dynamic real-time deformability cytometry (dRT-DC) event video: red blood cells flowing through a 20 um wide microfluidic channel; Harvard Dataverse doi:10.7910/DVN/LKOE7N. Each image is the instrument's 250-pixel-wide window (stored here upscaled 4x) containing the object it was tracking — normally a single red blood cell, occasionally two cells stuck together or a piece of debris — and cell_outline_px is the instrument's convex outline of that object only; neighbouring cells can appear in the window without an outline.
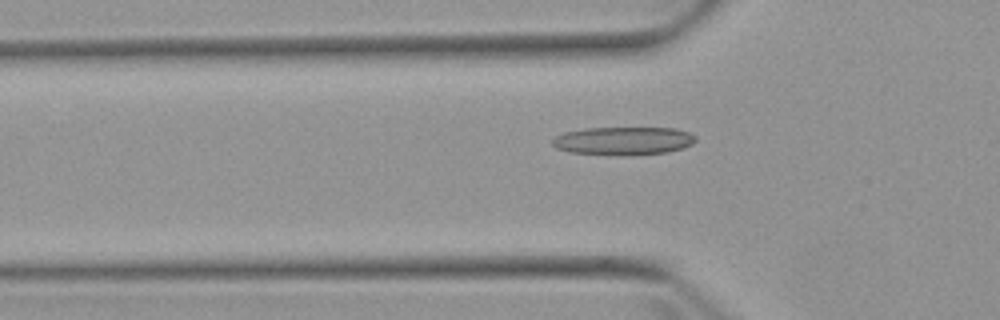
{"species": "Egyptian fruit bat (a non-hibernating species)", "species_latin": "Rousettus aegyptiacus", "temperature_condition": "warm", "stored_images_in_passage": 5, "camera_frame_rate_fps": 3000, "um_per_image_px": 0.085, "animal": {"sex": "female"}, "frame": {"image": 1, "passage_image": 5, "time_ms": 4.667, "image_size_px": [1000, 320], "cell_outline_px": [[696, 140], [692, 144], [684, 148], [668, 152], [624, 156], [568, 152], [556, 148], [552, 144], [552, 140], [556, 136], [564, 132], [584, 128], [676, 128], [688, 132], [696, 136]], "centroid_in_image_um": [52.99, 11.98], "position_along_channel_um": 72.8, "area_um2": 23.76}}